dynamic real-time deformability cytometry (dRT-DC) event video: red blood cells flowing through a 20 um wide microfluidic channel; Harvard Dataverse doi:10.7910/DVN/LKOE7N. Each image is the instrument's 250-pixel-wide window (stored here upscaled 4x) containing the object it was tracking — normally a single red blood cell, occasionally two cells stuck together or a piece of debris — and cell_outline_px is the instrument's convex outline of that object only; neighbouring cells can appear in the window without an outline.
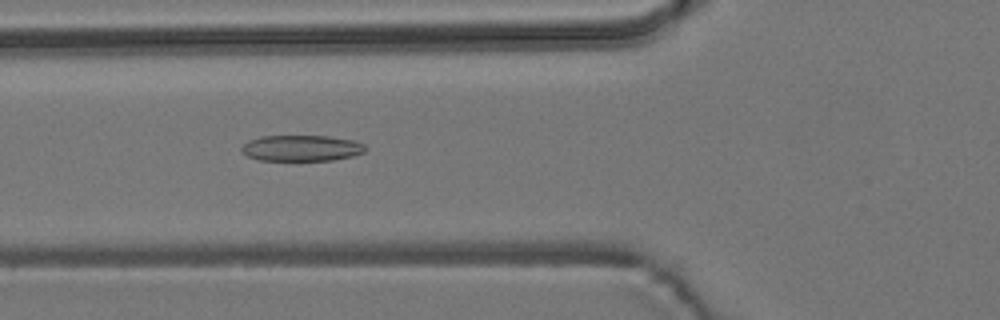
{"species": "common noctule bat (a hibernating species)", "species_latin": "Nyctalus noctula", "temperature_condition": "room temperature", "stored_images_in_passage": 6, "camera_frame_rate_fps": 3000, "um_per_image_px": 0.085, "animal": {"sex": "male", "body_mass_g": 19.2, "forearm_length_mm": 51.8}, "frame": {"image": 1, "passage_image": 6, "time_ms": 6.0, "image_size_px": [1000, 320], "cell_outline_px": [[364, 152], [352, 156], [332, 160], [260, 160], [248, 156], [240, 152], [240, 148], [248, 140], [260, 136], [328, 136], [356, 140], [364, 144]], "centroid_in_image_um": [25.6, 12.58], "position_along_channel_um": 100.2, "area_um2": 18.79}}